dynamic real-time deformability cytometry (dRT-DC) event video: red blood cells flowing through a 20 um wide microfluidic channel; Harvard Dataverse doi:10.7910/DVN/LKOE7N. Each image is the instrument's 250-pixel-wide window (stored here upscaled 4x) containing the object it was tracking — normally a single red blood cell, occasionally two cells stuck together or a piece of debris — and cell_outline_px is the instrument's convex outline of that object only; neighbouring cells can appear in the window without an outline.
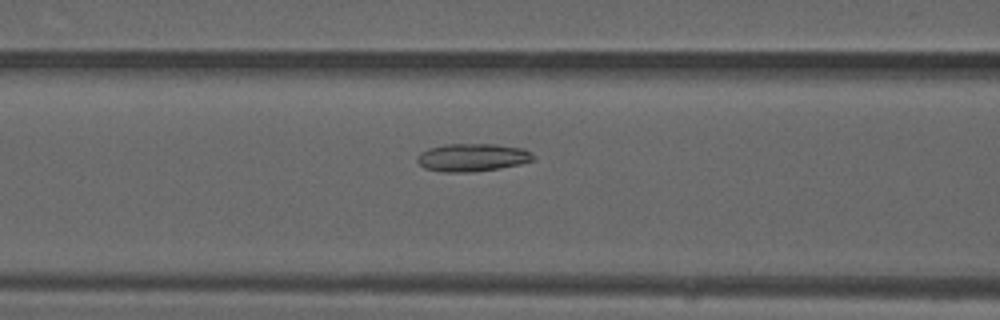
{"species": "common noctule bat (a hibernating species)", "species_latin": "Nyctalus noctula", "temperature_condition": "warm", "stored_images_in_passage": 42, "camera_frame_rate_fps": 3000, "um_per_image_px": 0.085, "animal": {"sex": "male", "forearm_length_mm": 52.5}, "frame": {"image": 1, "passage_image": 12, "time_ms": 3.667, "image_size_px": [1000, 320], "cell_outline_px": [[536, 160], [520, 164], [500, 168], [472, 172], [444, 172], [424, 168], [416, 160], [416, 156], [420, 152], [428, 148], [444, 144], [496, 144], [524, 148], [536, 156]], "centroid_in_image_um": [40.16, 13.38], "position_along_channel_um": 126.4, "area_um2": 19.13}}
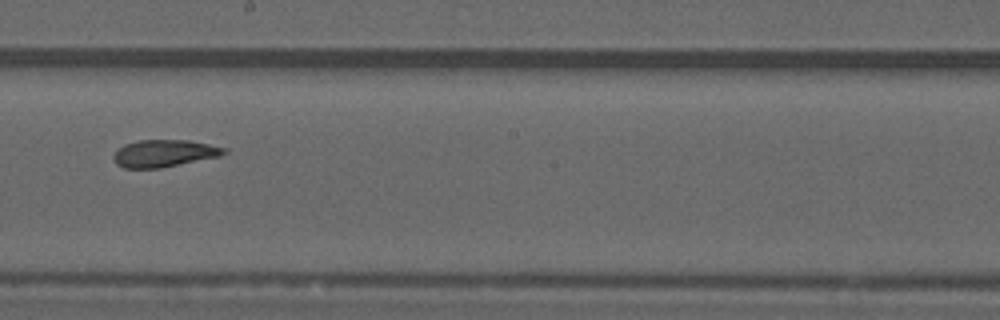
{"frame": {"image": 2, "passage_image": 20, "time_ms": 6.333, "image_size_px": [1000, 320], "cell_outline_px": [[228, 152], [220, 156], [160, 168], [124, 168], [116, 164], [112, 160], [112, 156], [124, 144], [140, 140], [188, 140], [228, 148]], "centroid_in_image_um": [13.95, 13.03], "position_along_channel_um": 234.2, "area_um2": 17.51}}
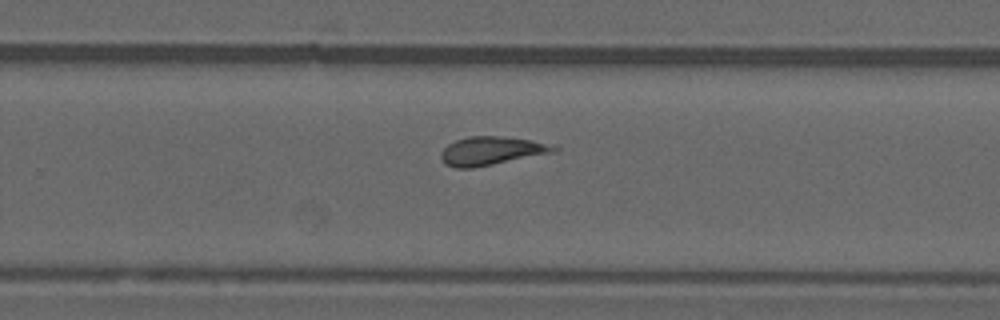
{"frame": {"image": 3, "passage_image": 24, "time_ms": 7.667, "image_size_px": [1000, 320], "cell_outline_px": [[560, 148], [556, 152], [472, 168], [452, 168], [444, 164], [440, 156], [444, 148], [448, 144], [456, 140], [468, 136], [504, 136], [532, 140], [556, 144]], "centroid_in_image_um": [41.81, 12.81], "position_along_channel_um": 288.0, "area_um2": 19.02}}